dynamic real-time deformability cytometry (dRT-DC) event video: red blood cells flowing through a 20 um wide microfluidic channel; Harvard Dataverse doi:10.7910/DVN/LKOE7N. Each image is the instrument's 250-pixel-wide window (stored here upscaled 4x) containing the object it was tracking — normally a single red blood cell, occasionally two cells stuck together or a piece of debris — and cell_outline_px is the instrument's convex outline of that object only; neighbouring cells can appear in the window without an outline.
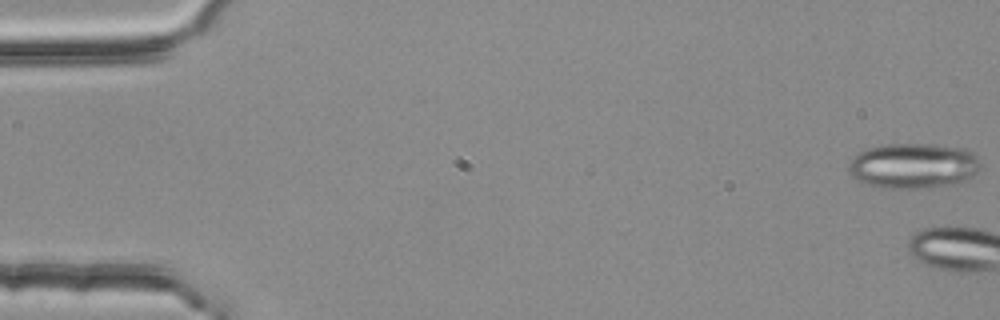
{"species": "common noctule bat (a hibernating species)", "species_latin": "Nyctalus noctula", "temperature_condition": "room temperature", "stored_images_in_passage": 5, "camera_frame_rate_fps": 3000, "um_per_image_px": 0.085, "animal": {"sex": "female", "body_mass_g": 25.1}, "frame": {"image": 1, "passage_image": 1, "time_ms": 0.0, "image_size_px": [1000, 320], "cell_outline_px": [[980, 168], [972, 176], [956, 184], [916, 188], [880, 188], [868, 184], [852, 176], [848, 168], [848, 160], [860, 152], [868, 148], [884, 144], [932, 144], [964, 148], [972, 152], [980, 160]], "centroid_in_image_um": [77.63, 14.08], "position_along_channel_um": 7.4, "area_um2": 34.85}}